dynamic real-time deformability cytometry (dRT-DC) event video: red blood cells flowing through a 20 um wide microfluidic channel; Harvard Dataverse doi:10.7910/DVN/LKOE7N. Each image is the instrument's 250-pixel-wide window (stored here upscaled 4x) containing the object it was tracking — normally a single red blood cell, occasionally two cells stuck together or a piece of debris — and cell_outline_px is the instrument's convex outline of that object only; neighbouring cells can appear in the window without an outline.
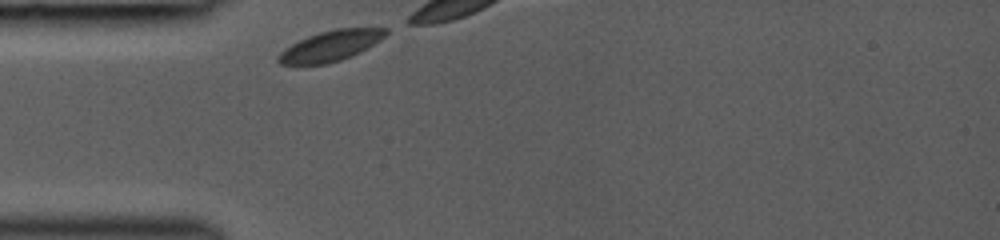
{"species": "common noctule bat (a hibernating species)", "species_latin": "Nyctalus noctula", "temperature_condition": "room temperature", "stored_images_in_passage": 4, "camera_frame_rate_fps": 3000, "um_per_image_px": 0.085, "animal": {"sex": "female", "body_mass_g": 19.0, "forearm_length_mm": 53.3}, "frame": {"image": 1, "passage_image": 1, "time_ms": 0.0, "image_size_px": [1000, 240], "cell_outline_px": [[388, 32], [380, 40], [360, 52], [352, 56], [328, 64], [280, 64], [276, 60], [276, 56], [284, 48], [308, 36], [320, 32], [336, 28], [388, 28]], "centroid_in_image_um": [28.09, 3.9], "position_along_channel_um": 56.9, "area_um2": 19.02}}